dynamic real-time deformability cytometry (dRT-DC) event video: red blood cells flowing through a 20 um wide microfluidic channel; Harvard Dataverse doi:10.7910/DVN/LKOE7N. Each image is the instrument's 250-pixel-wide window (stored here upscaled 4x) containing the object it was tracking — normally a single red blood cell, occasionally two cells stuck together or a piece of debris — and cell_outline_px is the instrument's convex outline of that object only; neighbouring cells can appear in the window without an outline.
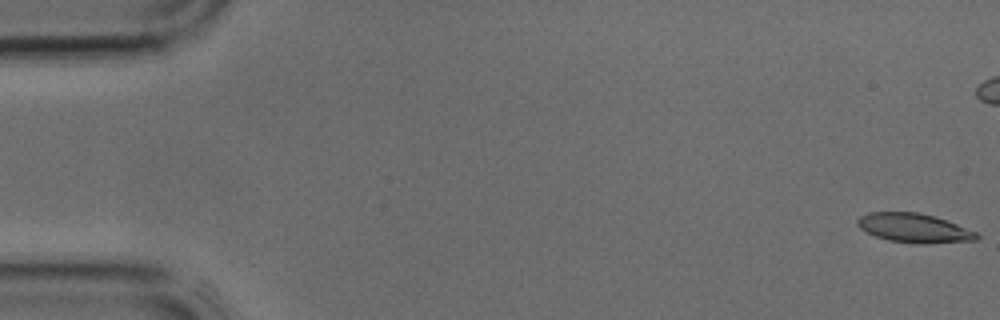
{"species": "common noctule bat (a hibernating species)", "species_latin": "Nyctalus noctula", "temperature_condition": "cold", "stored_images_in_passage": 4, "camera_frame_rate_fps": 3000, "um_per_image_px": 0.085, "animal": {"sex": "male", "body_mass_g": 17.9, "forearm_length_mm": 54.2}, "frame": {"image": 1, "passage_image": 1, "time_ms": 0.0, "image_size_px": [1000, 320], "cell_outline_px": [[980, 236], [976, 240], [920, 244], [888, 240], [876, 236], [860, 228], [856, 224], [856, 220], [860, 216], [868, 212], [920, 212], [936, 216], [976, 232]], "centroid_in_image_um": [77.68, 19.37], "position_along_channel_um": 7.3, "area_um2": 20.17}}